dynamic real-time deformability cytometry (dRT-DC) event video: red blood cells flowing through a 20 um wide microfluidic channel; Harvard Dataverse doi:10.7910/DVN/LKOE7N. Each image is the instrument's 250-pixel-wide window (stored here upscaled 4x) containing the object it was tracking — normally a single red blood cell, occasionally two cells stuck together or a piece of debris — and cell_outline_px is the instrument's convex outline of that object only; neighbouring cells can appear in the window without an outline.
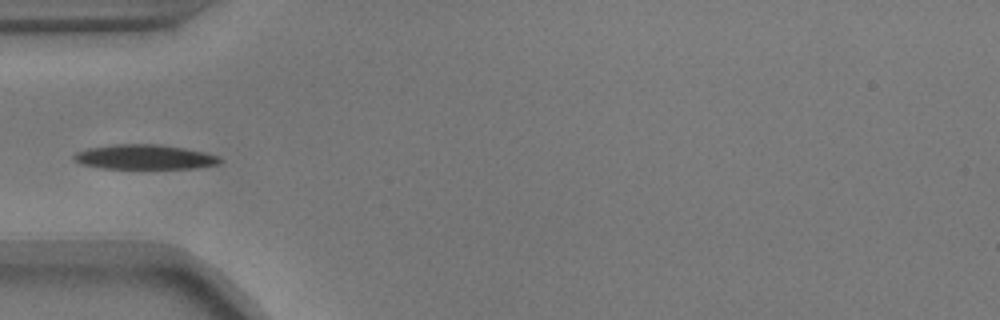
{"species": "common noctule bat (a hibernating species)", "species_latin": "Nyctalus noctula", "temperature_condition": "warm", "stored_images_in_passage": 36, "camera_frame_rate_fps": 3000, "um_per_image_px": 0.085, "animal": {"sex": "male", "body_mass_g": 17.9}, "frame": {"image": 1, "passage_image": 1, "time_ms": 0.0, "image_size_px": [1000, 320], "cell_outline_px": [[224, 160], [220, 164], [196, 168], [104, 168], [80, 164], [72, 160], [72, 156], [76, 152], [88, 148], [112, 144], [156, 144], [184, 148], [204, 152], [216, 156]], "centroid_in_image_um": [12.26, 13.34], "position_along_channel_um": 72.7, "area_um2": 21.04}}
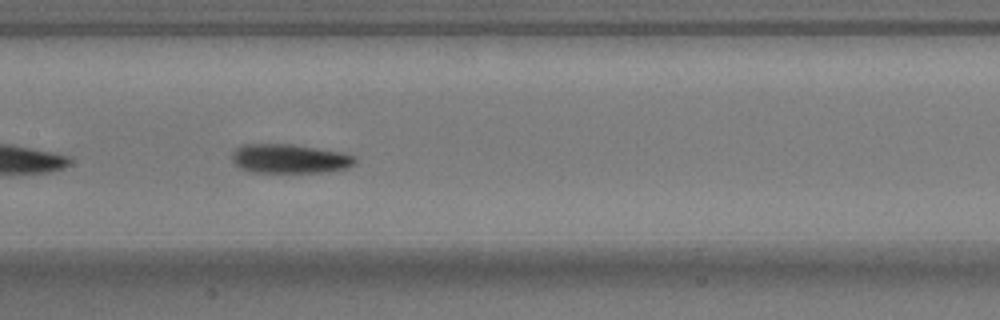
{"frame": {"image": 2, "passage_image": 10, "time_ms": 3.0, "image_size_px": [1000, 320], "cell_outline_px": [[356, 164], [348, 168], [328, 172], [248, 172], [240, 168], [232, 160], [232, 152], [240, 144], [292, 144], [340, 152], [356, 156]], "centroid_in_image_um": [24.62, 13.49], "position_along_channel_um": 182.8, "area_um2": 21.1}}
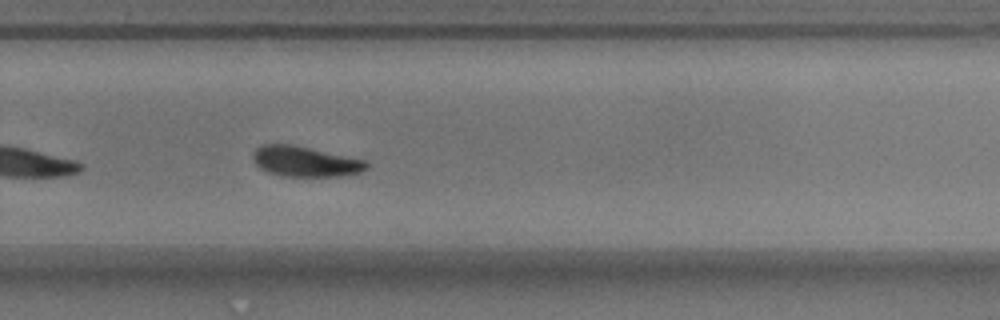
{"frame": {"image": 3, "passage_image": 20, "time_ms": 6.333, "image_size_px": [1000, 320], "cell_outline_px": [[368, 168], [360, 172], [344, 176], [280, 176], [268, 172], [260, 168], [252, 160], [252, 152], [256, 148], [264, 144], [292, 144], [364, 160], [368, 164]], "centroid_in_image_um": [25.9, 13.73], "position_along_channel_um": 303.9, "area_um2": 20.06}}